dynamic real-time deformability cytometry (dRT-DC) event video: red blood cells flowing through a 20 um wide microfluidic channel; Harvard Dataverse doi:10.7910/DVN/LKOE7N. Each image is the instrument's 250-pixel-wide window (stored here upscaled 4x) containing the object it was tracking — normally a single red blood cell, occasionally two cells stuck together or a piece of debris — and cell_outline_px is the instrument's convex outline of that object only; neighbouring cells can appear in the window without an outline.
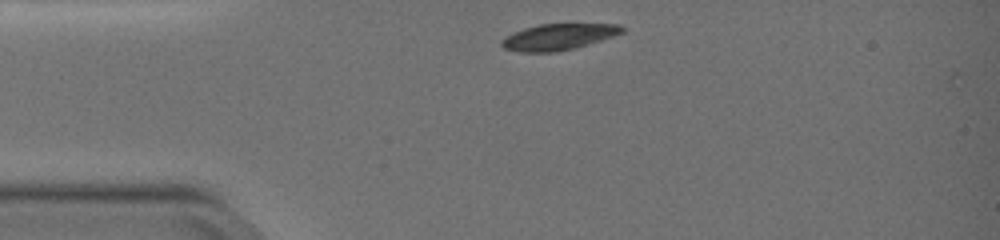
{"species": "common noctule bat (a hibernating species)", "species_latin": "Nyctalus noctula", "temperature_condition": "warm", "stored_images_in_passage": 35, "camera_frame_rate_fps": 3000, "um_per_image_px": 0.085, "animal": {"sex": "female", "body_mass_g": 19.0, "forearm_length_mm": 51.5}, "frame": {"image": 1, "passage_image": 1, "time_ms": 0.0, "image_size_px": [1000, 240], "cell_outline_px": [[624, 32], [600, 40], [572, 48], [556, 52], [520, 52], [504, 48], [500, 44], [500, 40], [504, 36], [524, 28], [540, 24], [620, 24], [624, 28]], "centroid_in_image_um": [47.41, 3.13], "position_along_channel_um": 37.6, "area_um2": 18.21}}
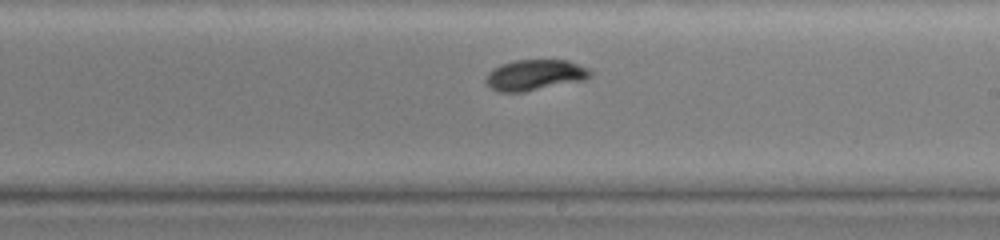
{"frame": {"image": 2, "passage_image": 20, "time_ms": 6.333, "image_size_px": [1000, 240], "cell_outline_px": [[592, 76], [588, 80], [524, 92], [496, 92], [484, 80], [488, 72], [492, 68], [500, 64], [516, 60], [568, 60], [588, 68], [592, 72]], "centroid_in_image_um": [45.49, 6.38], "position_along_channel_um": 243.5, "area_um2": 19.07}}
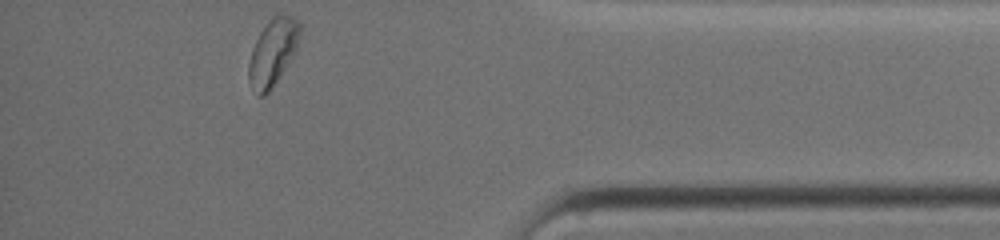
{"frame": {"image": 3, "passage_image": 35, "time_ms": 11.333, "image_size_px": [1000, 240], "cell_outline_px": [[300, 32], [296, 52], [268, 92], [264, 96], [256, 96], [248, 80], [248, 64], [252, 48], [260, 32], [268, 20], [276, 12], [280, 12], [292, 16], [300, 20]], "centroid_in_image_um": [23.19, 4.39], "position_along_channel_um": 412.0, "area_um2": 20.17}, "authors_computed_cell_mechanics": {"area_um2": 19.074, "velocity_mm_per_s": 3.7489, "shape_relaxation_time_tau1_ms": 3.0175, "shape_relaxation_time_tau2_ms": 8.2344, "deformation_change_tau1": 0.1392, "deformation_change_tau2": 0.0797}}